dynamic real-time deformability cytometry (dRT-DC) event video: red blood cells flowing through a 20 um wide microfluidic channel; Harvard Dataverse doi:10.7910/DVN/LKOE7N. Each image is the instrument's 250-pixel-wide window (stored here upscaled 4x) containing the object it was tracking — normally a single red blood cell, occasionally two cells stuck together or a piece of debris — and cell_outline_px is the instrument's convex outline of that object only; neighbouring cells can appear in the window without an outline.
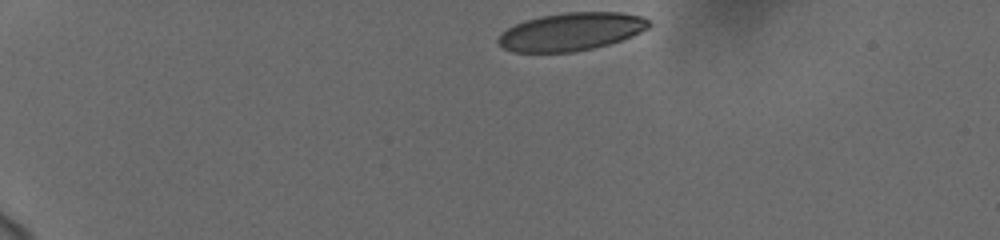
{"species": "human", "species_latin": "Homo sapiens", "temperature_condition": "cold", "stored_images_in_passage": 40, "camera_frame_rate_fps": 3000, "um_per_image_px": 0.085, "donor": {"sex": "female"}, "frame": {"image": 1, "passage_image": 1, "time_ms": 0.0, "image_size_px": [1000, 240], "cell_outline_px": [[652, 24], [648, 28], [632, 36], [608, 44], [592, 48], [572, 52], [512, 52], [504, 48], [496, 40], [500, 32], [524, 20], [540, 16], [568, 12], [620, 12], [644, 16]], "centroid_in_image_um": [48.54, 2.68], "position_along_channel_um": 36.5, "area_um2": 33.35}}
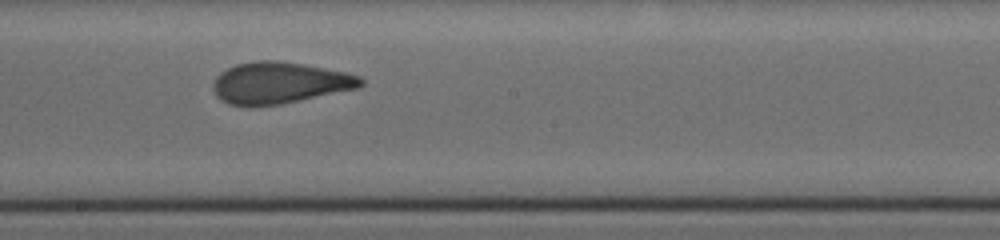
{"frame": {"image": 2, "passage_image": 23, "time_ms": 7.333, "image_size_px": [1000, 240], "cell_outline_px": [[364, 84], [360, 88], [280, 104], [228, 104], [220, 100], [216, 96], [212, 88], [212, 84], [216, 76], [220, 72], [236, 64], [256, 60], [276, 60], [304, 64], [344, 72], [360, 76], [364, 80]], "centroid_in_image_um": [23.77, 7.02], "position_along_channel_um": 224.4, "area_um2": 35.49}}
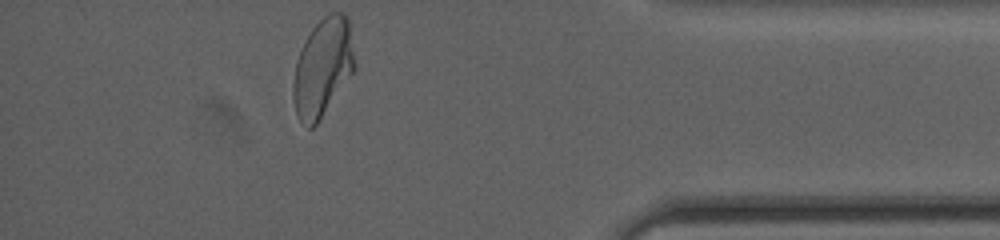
{"frame": {"image": 3, "passage_image": 40, "time_ms": 13.0, "image_size_px": [1000, 240], "cell_outline_px": [[356, 68], [320, 120], [312, 128], [308, 128], [296, 116], [292, 96], [292, 84], [296, 60], [312, 28], [324, 16], [332, 12], [344, 12], [348, 16], [356, 64]], "centroid_in_image_um": [27.44, 5.75], "position_along_channel_um": 407.8, "area_um2": 35.32}, "authors_computed_cell_mechanics": {"area_um2": 35.4603, "velocity_mm_per_s": 3.6954, "shape_relaxation_time_tau1_ms": 7.6626, "shape_relaxation_time_tau2_ms": 0.9641, "deformation_change_tau1": 0.2083, "deformation_change_tau2": 0.0866}}